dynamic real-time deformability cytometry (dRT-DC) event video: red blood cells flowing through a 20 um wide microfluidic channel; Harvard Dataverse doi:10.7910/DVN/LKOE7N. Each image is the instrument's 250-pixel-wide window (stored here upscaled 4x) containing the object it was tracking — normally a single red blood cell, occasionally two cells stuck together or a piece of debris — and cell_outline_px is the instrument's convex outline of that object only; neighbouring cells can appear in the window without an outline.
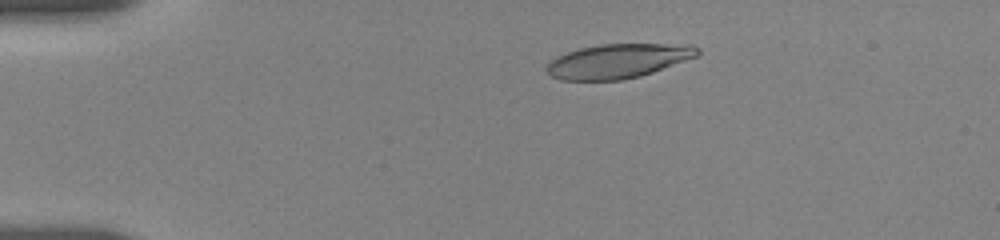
{"species": "human", "species_latin": "Homo sapiens", "temperature_condition": "room temperature", "stored_images_in_passage": 23, "camera_frame_rate_fps": 3000, "um_per_image_px": 0.085, "donor": {"sex": "female"}, "frame": {"image": 1, "passage_image": 8, "time_ms": 3.0, "image_size_px": [1000, 240], "cell_outline_px": [[700, 52], [696, 56], [652, 72], [640, 76], [620, 80], [560, 80], [552, 76], [548, 72], [548, 64], [556, 56], [580, 48], [600, 44], [692, 44], [700, 48]], "centroid_in_image_um": [52.55, 5.17], "position_along_channel_um": 32.5, "area_um2": 29.88}}
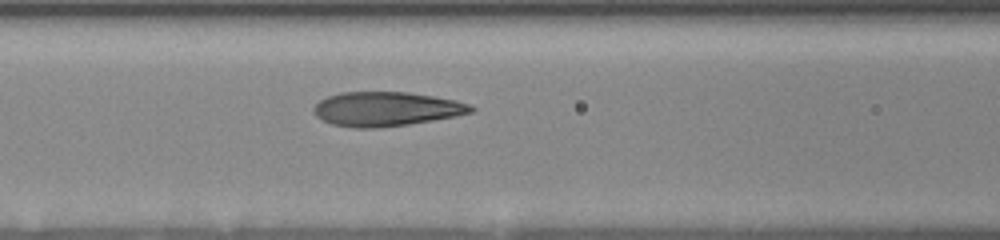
{"frame": {"image": 2, "passage_image": 17, "time_ms": 7.333, "image_size_px": [1000, 240], "cell_outline_px": [[476, 108], [472, 112], [456, 116], [408, 124], [376, 128], [352, 128], [332, 124], [316, 116], [312, 108], [320, 100], [328, 96], [340, 92], [408, 92], [456, 100], [468, 104]], "centroid_in_image_um": [32.81, 9.26], "position_along_channel_um": 133.8, "area_um2": 31.33}}
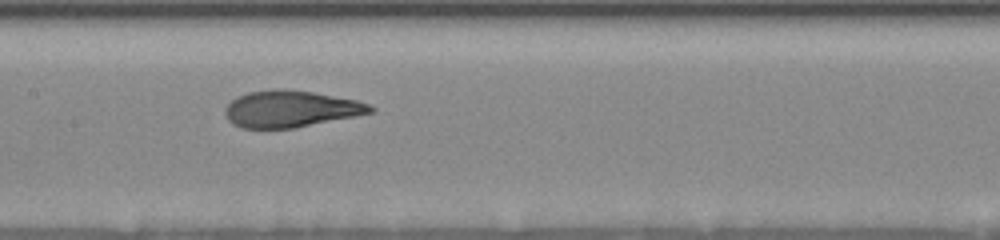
{"frame": {"image": 3, "passage_image": 22, "time_ms": 8.667, "image_size_px": [1000, 240], "cell_outline_px": [[376, 108], [372, 112], [356, 116], [292, 128], [240, 128], [232, 124], [228, 120], [224, 112], [224, 108], [236, 96], [248, 92], [272, 88], [280, 88], [312, 92], [356, 100], [368, 104]], "centroid_in_image_um": [24.65, 9.25], "position_along_channel_um": 182.7, "area_um2": 31.04}}